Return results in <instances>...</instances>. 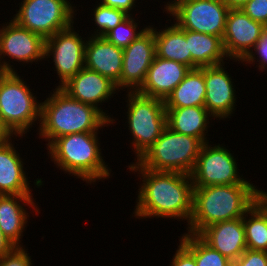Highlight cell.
<instances>
[{"mask_svg":"<svg viewBox=\"0 0 267 266\" xmlns=\"http://www.w3.org/2000/svg\"><path fill=\"white\" fill-rule=\"evenodd\" d=\"M110 120L96 107L71 98L56 87L44 102H41L39 138L49 145L54 139L74 133L99 132Z\"/></svg>","mask_w":267,"mask_h":266,"instance_id":"obj_3","label":"cell"},{"mask_svg":"<svg viewBox=\"0 0 267 266\" xmlns=\"http://www.w3.org/2000/svg\"><path fill=\"white\" fill-rule=\"evenodd\" d=\"M255 51V53L253 52ZM256 55H259L256 56ZM258 57L259 59L257 60L258 63V70L263 71L264 69H267V26H265L263 37L261 40L257 42V44L254 46V49L241 61L242 63L246 62L248 64L255 63L256 58ZM255 59V60H254Z\"/></svg>","mask_w":267,"mask_h":266,"instance_id":"obj_30","label":"cell"},{"mask_svg":"<svg viewBox=\"0 0 267 266\" xmlns=\"http://www.w3.org/2000/svg\"><path fill=\"white\" fill-rule=\"evenodd\" d=\"M85 68L117 84L123 68V49L109 43L104 37L90 36L85 47Z\"/></svg>","mask_w":267,"mask_h":266,"instance_id":"obj_19","label":"cell"},{"mask_svg":"<svg viewBox=\"0 0 267 266\" xmlns=\"http://www.w3.org/2000/svg\"><path fill=\"white\" fill-rule=\"evenodd\" d=\"M11 140L0 144V195L32 194L23 159Z\"/></svg>","mask_w":267,"mask_h":266,"instance_id":"obj_21","label":"cell"},{"mask_svg":"<svg viewBox=\"0 0 267 266\" xmlns=\"http://www.w3.org/2000/svg\"><path fill=\"white\" fill-rule=\"evenodd\" d=\"M128 168L140 173L143 179L133 213L135 218H178L189 224L193 213V183L189 174L154 171L142 168L137 162Z\"/></svg>","mask_w":267,"mask_h":266,"instance_id":"obj_1","label":"cell"},{"mask_svg":"<svg viewBox=\"0 0 267 266\" xmlns=\"http://www.w3.org/2000/svg\"><path fill=\"white\" fill-rule=\"evenodd\" d=\"M243 225L247 249L267 252V213L257 203L243 216Z\"/></svg>","mask_w":267,"mask_h":266,"instance_id":"obj_26","label":"cell"},{"mask_svg":"<svg viewBox=\"0 0 267 266\" xmlns=\"http://www.w3.org/2000/svg\"><path fill=\"white\" fill-rule=\"evenodd\" d=\"M74 30L72 24L70 27L45 39V58H50V55H52L56 72L61 80L57 87L64 85L85 67L87 40H83V37L79 36Z\"/></svg>","mask_w":267,"mask_h":266,"instance_id":"obj_12","label":"cell"},{"mask_svg":"<svg viewBox=\"0 0 267 266\" xmlns=\"http://www.w3.org/2000/svg\"><path fill=\"white\" fill-rule=\"evenodd\" d=\"M203 143L193 136L165 127L160 137L138 159L142 168L191 174Z\"/></svg>","mask_w":267,"mask_h":266,"instance_id":"obj_5","label":"cell"},{"mask_svg":"<svg viewBox=\"0 0 267 266\" xmlns=\"http://www.w3.org/2000/svg\"><path fill=\"white\" fill-rule=\"evenodd\" d=\"M33 95L16 71H0V117L14 136L22 137L37 120L40 126L41 102Z\"/></svg>","mask_w":267,"mask_h":266,"instance_id":"obj_6","label":"cell"},{"mask_svg":"<svg viewBox=\"0 0 267 266\" xmlns=\"http://www.w3.org/2000/svg\"><path fill=\"white\" fill-rule=\"evenodd\" d=\"M60 88L71 98L96 107L112 124L114 123L115 120L110 117L111 115H107L108 113L103 112L99 106V103L106 102L118 90L116 84L109 78L84 67Z\"/></svg>","mask_w":267,"mask_h":266,"instance_id":"obj_15","label":"cell"},{"mask_svg":"<svg viewBox=\"0 0 267 266\" xmlns=\"http://www.w3.org/2000/svg\"><path fill=\"white\" fill-rule=\"evenodd\" d=\"M23 246H16L11 252L0 257V266H32L31 257Z\"/></svg>","mask_w":267,"mask_h":266,"instance_id":"obj_32","label":"cell"},{"mask_svg":"<svg viewBox=\"0 0 267 266\" xmlns=\"http://www.w3.org/2000/svg\"><path fill=\"white\" fill-rule=\"evenodd\" d=\"M154 38L157 57L174 60L193 69V60L188 42H186L185 29L180 28L176 23L159 30V32L155 28Z\"/></svg>","mask_w":267,"mask_h":266,"instance_id":"obj_24","label":"cell"},{"mask_svg":"<svg viewBox=\"0 0 267 266\" xmlns=\"http://www.w3.org/2000/svg\"><path fill=\"white\" fill-rule=\"evenodd\" d=\"M93 20L97 25V30L94 31V35L103 37L108 31L113 29L116 25L124 21L129 14L120 9H114L99 3L93 9Z\"/></svg>","mask_w":267,"mask_h":266,"instance_id":"obj_29","label":"cell"},{"mask_svg":"<svg viewBox=\"0 0 267 266\" xmlns=\"http://www.w3.org/2000/svg\"><path fill=\"white\" fill-rule=\"evenodd\" d=\"M5 25L0 28L1 72H15L12 65L3 58L6 56L27 64L45 59V39L42 36L20 26L14 20Z\"/></svg>","mask_w":267,"mask_h":266,"instance_id":"obj_11","label":"cell"},{"mask_svg":"<svg viewBox=\"0 0 267 266\" xmlns=\"http://www.w3.org/2000/svg\"><path fill=\"white\" fill-rule=\"evenodd\" d=\"M180 243L194 256L197 266H231L227 257L206 244L198 235L186 233Z\"/></svg>","mask_w":267,"mask_h":266,"instance_id":"obj_27","label":"cell"},{"mask_svg":"<svg viewBox=\"0 0 267 266\" xmlns=\"http://www.w3.org/2000/svg\"><path fill=\"white\" fill-rule=\"evenodd\" d=\"M265 26L251 19L241 8L229 9L222 42L228 58L242 61L262 39Z\"/></svg>","mask_w":267,"mask_h":266,"instance_id":"obj_14","label":"cell"},{"mask_svg":"<svg viewBox=\"0 0 267 266\" xmlns=\"http://www.w3.org/2000/svg\"><path fill=\"white\" fill-rule=\"evenodd\" d=\"M13 134L9 129L4 125L0 117V144H3L9 141L12 138Z\"/></svg>","mask_w":267,"mask_h":266,"instance_id":"obj_37","label":"cell"},{"mask_svg":"<svg viewBox=\"0 0 267 266\" xmlns=\"http://www.w3.org/2000/svg\"><path fill=\"white\" fill-rule=\"evenodd\" d=\"M171 266H197L194 256L179 243L178 249L172 258Z\"/></svg>","mask_w":267,"mask_h":266,"instance_id":"obj_34","label":"cell"},{"mask_svg":"<svg viewBox=\"0 0 267 266\" xmlns=\"http://www.w3.org/2000/svg\"><path fill=\"white\" fill-rule=\"evenodd\" d=\"M208 116L212 115L205 106L166 108L167 127L176 133L198 138L203 144L209 141L205 137L210 123Z\"/></svg>","mask_w":267,"mask_h":266,"instance_id":"obj_22","label":"cell"},{"mask_svg":"<svg viewBox=\"0 0 267 266\" xmlns=\"http://www.w3.org/2000/svg\"><path fill=\"white\" fill-rule=\"evenodd\" d=\"M241 9L254 21L267 26V0H249Z\"/></svg>","mask_w":267,"mask_h":266,"instance_id":"obj_31","label":"cell"},{"mask_svg":"<svg viewBox=\"0 0 267 266\" xmlns=\"http://www.w3.org/2000/svg\"><path fill=\"white\" fill-rule=\"evenodd\" d=\"M185 37L191 52L193 69L220 65L227 60L220 37L189 30H185Z\"/></svg>","mask_w":267,"mask_h":266,"instance_id":"obj_23","label":"cell"},{"mask_svg":"<svg viewBox=\"0 0 267 266\" xmlns=\"http://www.w3.org/2000/svg\"><path fill=\"white\" fill-rule=\"evenodd\" d=\"M220 65L204 67V106L213 118L224 119L235 110L236 95L229 73Z\"/></svg>","mask_w":267,"mask_h":266,"instance_id":"obj_16","label":"cell"},{"mask_svg":"<svg viewBox=\"0 0 267 266\" xmlns=\"http://www.w3.org/2000/svg\"><path fill=\"white\" fill-rule=\"evenodd\" d=\"M155 56L154 27L148 26L142 35L123 49V68L116 84L118 90L127 88V92L129 89L137 92L144 84Z\"/></svg>","mask_w":267,"mask_h":266,"instance_id":"obj_13","label":"cell"},{"mask_svg":"<svg viewBox=\"0 0 267 266\" xmlns=\"http://www.w3.org/2000/svg\"><path fill=\"white\" fill-rule=\"evenodd\" d=\"M171 2V3H170ZM165 11L173 16L180 28L218 36L225 31L229 7L222 0H174Z\"/></svg>","mask_w":267,"mask_h":266,"instance_id":"obj_8","label":"cell"},{"mask_svg":"<svg viewBox=\"0 0 267 266\" xmlns=\"http://www.w3.org/2000/svg\"><path fill=\"white\" fill-rule=\"evenodd\" d=\"M256 203L267 213V192L259 190L256 197Z\"/></svg>","mask_w":267,"mask_h":266,"instance_id":"obj_38","label":"cell"},{"mask_svg":"<svg viewBox=\"0 0 267 266\" xmlns=\"http://www.w3.org/2000/svg\"><path fill=\"white\" fill-rule=\"evenodd\" d=\"M198 236L212 249L232 262L247 249L243 218L211 224L204 228Z\"/></svg>","mask_w":267,"mask_h":266,"instance_id":"obj_17","label":"cell"},{"mask_svg":"<svg viewBox=\"0 0 267 266\" xmlns=\"http://www.w3.org/2000/svg\"><path fill=\"white\" fill-rule=\"evenodd\" d=\"M234 266H267V252L246 249L244 253L233 262Z\"/></svg>","mask_w":267,"mask_h":266,"instance_id":"obj_33","label":"cell"},{"mask_svg":"<svg viewBox=\"0 0 267 266\" xmlns=\"http://www.w3.org/2000/svg\"><path fill=\"white\" fill-rule=\"evenodd\" d=\"M189 71L190 68L182 63L155 56L144 84L137 92L165 101Z\"/></svg>","mask_w":267,"mask_h":266,"instance_id":"obj_18","label":"cell"},{"mask_svg":"<svg viewBox=\"0 0 267 266\" xmlns=\"http://www.w3.org/2000/svg\"><path fill=\"white\" fill-rule=\"evenodd\" d=\"M97 135L98 132H82L54 139L47 145L51 161H54L57 168L88 184L109 178L111 169L101 156Z\"/></svg>","mask_w":267,"mask_h":266,"instance_id":"obj_4","label":"cell"},{"mask_svg":"<svg viewBox=\"0 0 267 266\" xmlns=\"http://www.w3.org/2000/svg\"><path fill=\"white\" fill-rule=\"evenodd\" d=\"M259 189L253 184L193 187V213L188 233L198 235L207 226L237 218L256 203Z\"/></svg>","mask_w":267,"mask_h":266,"instance_id":"obj_2","label":"cell"},{"mask_svg":"<svg viewBox=\"0 0 267 266\" xmlns=\"http://www.w3.org/2000/svg\"><path fill=\"white\" fill-rule=\"evenodd\" d=\"M230 9L241 8L249 0H222Z\"/></svg>","mask_w":267,"mask_h":266,"instance_id":"obj_39","label":"cell"},{"mask_svg":"<svg viewBox=\"0 0 267 266\" xmlns=\"http://www.w3.org/2000/svg\"><path fill=\"white\" fill-rule=\"evenodd\" d=\"M127 120L137 160L160 137L166 124L164 100L144 96L138 92L127 93Z\"/></svg>","mask_w":267,"mask_h":266,"instance_id":"obj_7","label":"cell"},{"mask_svg":"<svg viewBox=\"0 0 267 266\" xmlns=\"http://www.w3.org/2000/svg\"><path fill=\"white\" fill-rule=\"evenodd\" d=\"M205 95L204 67L190 69L164 101L165 108L204 106Z\"/></svg>","mask_w":267,"mask_h":266,"instance_id":"obj_25","label":"cell"},{"mask_svg":"<svg viewBox=\"0 0 267 266\" xmlns=\"http://www.w3.org/2000/svg\"><path fill=\"white\" fill-rule=\"evenodd\" d=\"M202 145L195 167L190 176L193 187L211 185L251 184L240 176L234 155L220 144Z\"/></svg>","mask_w":267,"mask_h":266,"instance_id":"obj_10","label":"cell"},{"mask_svg":"<svg viewBox=\"0 0 267 266\" xmlns=\"http://www.w3.org/2000/svg\"><path fill=\"white\" fill-rule=\"evenodd\" d=\"M100 3L114 9L123 10L129 15H132L130 12L134 7H136V0H102Z\"/></svg>","mask_w":267,"mask_h":266,"instance_id":"obj_35","label":"cell"},{"mask_svg":"<svg viewBox=\"0 0 267 266\" xmlns=\"http://www.w3.org/2000/svg\"><path fill=\"white\" fill-rule=\"evenodd\" d=\"M133 15H129L124 21L116 25L113 29L108 31L103 37L111 44L124 49L132 41L137 39L148 28L136 31L138 28V22L136 23Z\"/></svg>","mask_w":267,"mask_h":266,"instance_id":"obj_28","label":"cell"},{"mask_svg":"<svg viewBox=\"0 0 267 266\" xmlns=\"http://www.w3.org/2000/svg\"><path fill=\"white\" fill-rule=\"evenodd\" d=\"M25 204L39 212L32 194L0 195V229L16 246H22L20 239L29 219Z\"/></svg>","mask_w":267,"mask_h":266,"instance_id":"obj_20","label":"cell"},{"mask_svg":"<svg viewBox=\"0 0 267 266\" xmlns=\"http://www.w3.org/2000/svg\"><path fill=\"white\" fill-rule=\"evenodd\" d=\"M13 16L20 26L44 39L74 23V7L68 0H23Z\"/></svg>","mask_w":267,"mask_h":266,"instance_id":"obj_9","label":"cell"},{"mask_svg":"<svg viewBox=\"0 0 267 266\" xmlns=\"http://www.w3.org/2000/svg\"><path fill=\"white\" fill-rule=\"evenodd\" d=\"M15 247L16 245L11 242L0 229V257L11 252Z\"/></svg>","mask_w":267,"mask_h":266,"instance_id":"obj_36","label":"cell"}]
</instances>
